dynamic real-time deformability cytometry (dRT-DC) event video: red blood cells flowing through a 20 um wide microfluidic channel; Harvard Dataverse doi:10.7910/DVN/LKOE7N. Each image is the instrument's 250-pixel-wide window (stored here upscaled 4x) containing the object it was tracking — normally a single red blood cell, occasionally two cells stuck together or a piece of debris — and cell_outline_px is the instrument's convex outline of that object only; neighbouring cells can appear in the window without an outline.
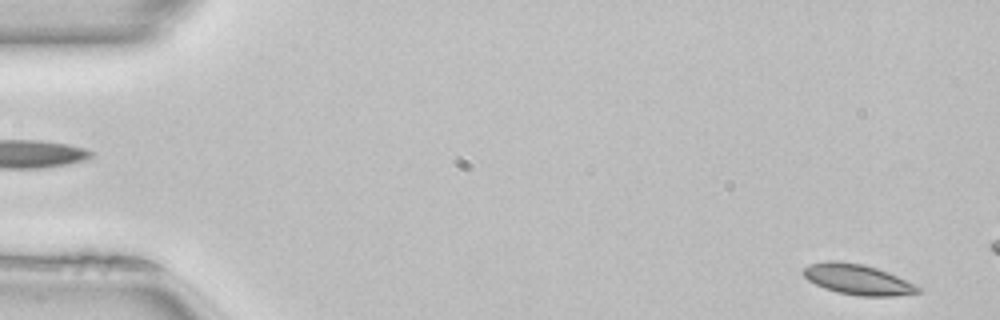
{"species": "common noctule bat (a hibernating species)", "species_latin": "Nyctalus noctula", "temperature_condition": "room temperature", "stored_images_in_passage": 10, "camera_frame_rate_fps": 3000, "um_per_image_px": 0.085, "animal": {"sex": "female", "body_mass_g": 22.7, "forearm_length_mm": 54.2}, "frame": {"image": 1, "passage_image": 2, "time_ms": 0.333, "image_size_px": [1000, 320], "cell_outline_px": [[924, 288], [920, 292], [892, 296], [860, 296], [836, 292], [824, 288], [808, 280], [800, 272], [808, 264], [828, 260], [836, 260], [860, 264], [876, 268], [888, 272], [916, 284]], "centroid_in_image_um": [72.89, 23.75], "position_along_channel_um": 12.1, "area_um2": 20.46}}